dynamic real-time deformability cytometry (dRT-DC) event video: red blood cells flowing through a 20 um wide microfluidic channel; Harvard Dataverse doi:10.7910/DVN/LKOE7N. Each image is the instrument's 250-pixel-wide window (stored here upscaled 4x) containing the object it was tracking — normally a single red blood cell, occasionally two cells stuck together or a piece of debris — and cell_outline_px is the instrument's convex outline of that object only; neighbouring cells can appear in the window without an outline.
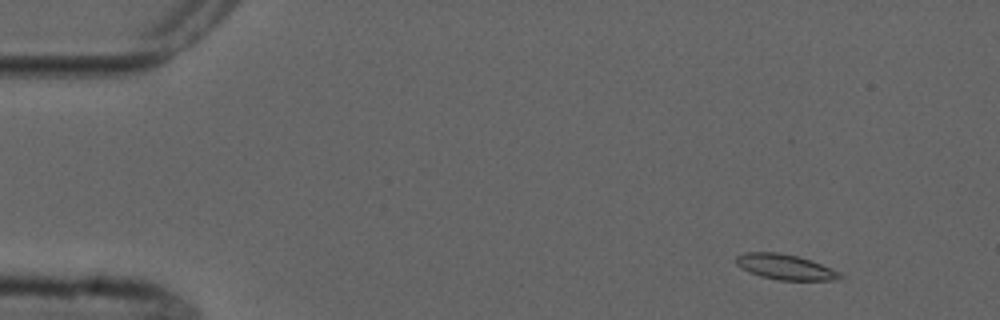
{"species": "common noctule bat (a hibernating species)", "species_latin": "Nyctalus noctula", "temperature_condition": "cold", "stored_images_in_passage": 5, "camera_frame_rate_fps": 3000, "um_per_image_px": 0.085, "animal": {"sex": "male", "forearm_length_mm": 52.5}, "frame": {"image": 1, "passage_image": 2, "time_ms": 1.0, "image_size_px": [1000, 320], "cell_outline_px": [[844, 276], [840, 280], [780, 280], [760, 276], [748, 272], [740, 268], [736, 264], [736, 256], [744, 252], [780, 252], [796, 256], [820, 264], [840, 272]], "centroid_in_image_um": [66.71, 22.69], "position_along_channel_um": 18.3, "area_um2": 15.32}}
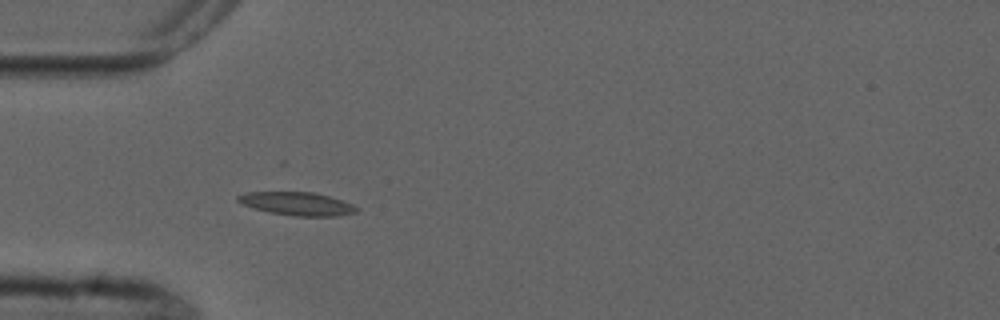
{"frame": {"image": 2, "passage_image": 5, "time_ms": 4.667, "image_size_px": [1000, 320], "cell_outline_px": [[360, 208], [356, 212], [340, 216], [296, 216], [268, 212], [244, 204], [236, 200], [236, 196], [244, 192], [312, 192], [328, 196], [352, 204]], "centroid_in_image_um": [25.26, 17.32], "position_along_channel_um": 59.7, "area_um2": 15.95}}